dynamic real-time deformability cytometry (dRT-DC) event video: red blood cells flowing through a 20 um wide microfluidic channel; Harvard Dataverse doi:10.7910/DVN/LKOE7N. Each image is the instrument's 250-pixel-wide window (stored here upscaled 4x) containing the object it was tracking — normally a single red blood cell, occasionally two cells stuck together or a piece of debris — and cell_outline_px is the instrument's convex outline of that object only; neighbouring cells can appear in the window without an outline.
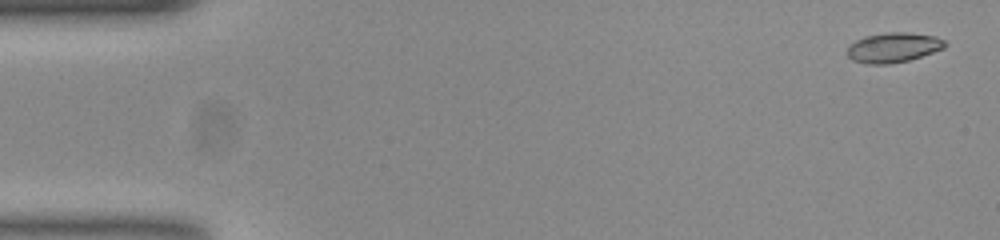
{"species": "common noctule bat (a hibernating species)", "species_latin": "Nyctalus noctula", "temperature_condition": "room temperature", "stored_images_in_passage": 51, "camera_frame_rate_fps": 3000, "um_per_image_px": 0.085, "animal": {"sex": "female", "body_mass_g": 23.0, "forearm_length_mm": 53.4}, "frame": {"image": 1, "passage_image": 2, "time_ms": 0.333, "image_size_px": [1000, 240], "cell_outline_px": [[948, 44], [944, 48], [908, 60], [888, 64], [868, 64], [852, 60], [848, 56], [848, 48], [856, 40], [864, 36], [888, 32], [908, 32], [936, 36], [944, 40]], "centroid_in_image_um": [75.95, 4.03], "position_along_channel_um": 9.1, "area_um2": 16.88}}
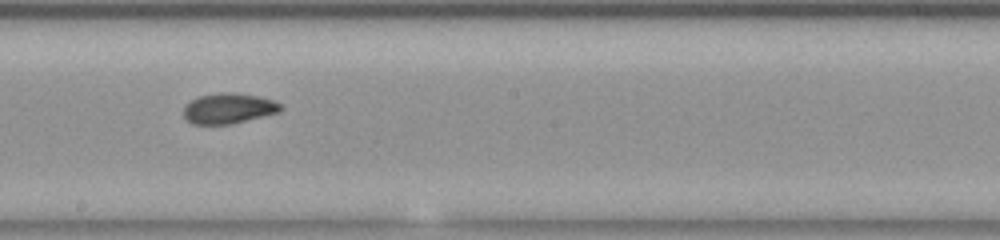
{"frame": {"image": 2, "passage_image": 30, "time_ms": 9.667, "image_size_px": [1000, 240], "cell_outline_px": [[284, 108], [280, 112], [228, 124], [192, 124], [184, 116], [184, 104], [200, 96], [224, 92], [236, 92], [256, 96], [272, 100], [280, 104]], "centroid_in_image_um": [19.42, 9.21], "position_along_channel_um": 228.8, "area_um2": 16.99}}
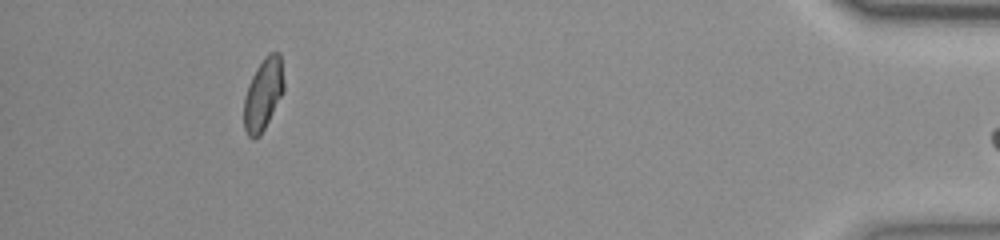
{"frame": {"image": 3, "passage_image": 50, "time_ms": 16.333, "image_size_px": [1000, 240], "cell_outline_px": [[284, 92], [260, 136], [252, 140], [248, 136], [244, 128], [244, 96], [248, 84], [256, 68], [264, 56], [268, 52], [280, 52], [284, 80]], "centroid_in_image_um": [22.37, 8.0], "position_along_channel_um": 412.8, "area_um2": 16.99}}